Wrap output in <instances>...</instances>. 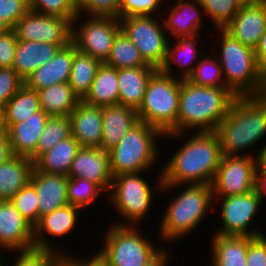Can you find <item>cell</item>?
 I'll return each mask as SVG.
<instances>
[{"instance_id": "6da1fadb", "label": "cell", "mask_w": 266, "mask_h": 266, "mask_svg": "<svg viewBox=\"0 0 266 266\" xmlns=\"http://www.w3.org/2000/svg\"><path fill=\"white\" fill-rule=\"evenodd\" d=\"M192 134L187 137L188 140L185 137L184 144L170 155L157 175L155 186L160 191H170L187 184H212L223 157L218 136L214 131Z\"/></svg>"}, {"instance_id": "7a4b0ae2", "label": "cell", "mask_w": 266, "mask_h": 266, "mask_svg": "<svg viewBox=\"0 0 266 266\" xmlns=\"http://www.w3.org/2000/svg\"><path fill=\"white\" fill-rule=\"evenodd\" d=\"M235 95L227 87H204L181 80L177 133L165 134L166 138L183 139L184 134L213 132L228 113ZM184 132V133H183ZM188 132V133H187ZM179 137V138H178Z\"/></svg>"}, {"instance_id": "3957f363", "label": "cell", "mask_w": 266, "mask_h": 266, "mask_svg": "<svg viewBox=\"0 0 266 266\" xmlns=\"http://www.w3.org/2000/svg\"><path fill=\"white\" fill-rule=\"evenodd\" d=\"M214 132L223 155L253 157L246 148L266 138V94L236 96Z\"/></svg>"}, {"instance_id": "277c9868", "label": "cell", "mask_w": 266, "mask_h": 266, "mask_svg": "<svg viewBox=\"0 0 266 266\" xmlns=\"http://www.w3.org/2000/svg\"><path fill=\"white\" fill-rule=\"evenodd\" d=\"M219 48L215 51L222 67L226 87L235 96H258L266 94V74L260 69L255 50L243 45L224 29H216Z\"/></svg>"}, {"instance_id": "5b68a950", "label": "cell", "mask_w": 266, "mask_h": 266, "mask_svg": "<svg viewBox=\"0 0 266 266\" xmlns=\"http://www.w3.org/2000/svg\"><path fill=\"white\" fill-rule=\"evenodd\" d=\"M182 193L171 199L160 222V238L178 241L181 237L196 231L208 213L215 207L212 186L209 184H187Z\"/></svg>"}, {"instance_id": "8992f818", "label": "cell", "mask_w": 266, "mask_h": 266, "mask_svg": "<svg viewBox=\"0 0 266 266\" xmlns=\"http://www.w3.org/2000/svg\"><path fill=\"white\" fill-rule=\"evenodd\" d=\"M164 136L158 129L138 121L109 153L112 176L145 173L158 162L157 140ZM158 138V139H157Z\"/></svg>"}, {"instance_id": "52a82bcc", "label": "cell", "mask_w": 266, "mask_h": 266, "mask_svg": "<svg viewBox=\"0 0 266 266\" xmlns=\"http://www.w3.org/2000/svg\"><path fill=\"white\" fill-rule=\"evenodd\" d=\"M179 78L158 69L150 78L138 119L158 129L163 135L177 133L180 98Z\"/></svg>"}, {"instance_id": "ba28073f", "label": "cell", "mask_w": 266, "mask_h": 266, "mask_svg": "<svg viewBox=\"0 0 266 266\" xmlns=\"http://www.w3.org/2000/svg\"><path fill=\"white\" fill-rule=\"evenodd\" d=\"M109 227L104 236L105 245L97 251L108 266H145L164 249L143 236L138 226L111 224Z\"/></svg>"}, {"instance_id": "9c48e42d", "label": "cell", "mask_w": 266, "mask_h": 266, "mask_svg": "<svg viewBox=\"0 0 266 266\" xmlns=\"http://www.w3.org/2000/svg\"><path fill=\"white\" fill-rule=\"evenodd\" d=\"M141 172L120 174L113 177L109 195V199L120 214L121 219L125 222H115L116 225L137 224L145 220L148 211H151L153 201L152 185L142 178ZM151 185V186H150ZM128 220V221H127Z\"/></svg>"}, {"instance_id": "30bf717a", "label": "cell", "mask_w": 266, "mask_h": 266, "mask_svg": "<svg viewBox=\"0 0 266 266\" xmlns=\"http://www.w3.org/2000/svg\"><path fill=\"white\" fill-rule=\"evenodd\" d=\"M153 15L128 16L120 18L121 31L140 52L150 66L160 69L167 56L169 38L161 20ZM160 22V23H159Z\"/></svg>"}, {"instance_id": "8fae6325", "label": "cell", "mask_w": 266, "mask_h": 266, "mask_svg": "<svg viewBox=\"0 0 266 266\" xmlns=\"http://www.w3.org/2000/svg\"><path fill=\"white\" fill-rule=\"evenodd\" d=\"M82 17L78 14L72 21V42L78 51L104 63L115 37L121 31L119 18L88 16L85 20V16L84 19Z\"/></svg>"}, {"instance_id": "7c38bea8", "label": "cell", "mask_w": 266, "mask_h": 266, "mask_svg": "<svg viewBox=\"0 0 266 266\" xmlns=\"http://www.w3.org/2000/svg\"><path fill=\"white\" fill-rule=\"evenodd\" d=\"M259 164L260 159L256 155H223L211 184L214 202H218L220 197L243 195L253 191Z\"/></svg>"}, {"instance_id": "4fadbf2b", "label": "cell", "mask_w": 266, "mask_h": 266, "mask_svg": "<svg viewBox=\"0 0 266 266\" xmlns=\"http://www.w3.org/2000/svg\"><path fill=\"white\" fill-rule=\"evenodd\" d=\"M220 200L219 213L222 227L215 231V234L247 237L263 234V231L248 228L257 216L259 207L263 206L260 197L254 190L243 195L221 197Z\"/></svg>"}, {"instance_id": "5bb4252c", "label": "cell", "mask_w": 266, "mask_h": 266, "mask_svg": "<svg viewBox=\"0 0 266 266\" xmlns=\"http://www.w3.org/2000/svg\"><path fill=\"white\" fill-rule=\"evenodd\" d=\"M18 40L67 45L72 41V22L63 17L29 10L12 28Z\"/></svg>"}, {"instance_id": "9a60e30c", "label": "cell", "mask_w": 266, "mask_h": 266, "mask_svg": "<svg viewBox=\"0 0 266 266\" xmlns=\"http://www.w3.org/2000/svg\"><path fill=\"white\" fill-rule=\"evenodd\" d=\"M35 250L34 227L24 219L10 201H0V251Z\"/></svg>"}, {"instance_id": "2e32d148", "label": "cell", "mask_w": 266, "mask_h": 266, "mask_svg": "<svg viewBox=\"0 0 266 266\" xmlns=\"http://www.w3.org/2000/svg\"><path fill=\"white\" fill-rule=\"evenodd\" d=\"M79 207L68 204L61 208L55 209L51 213L45 214L40 217L39 222L34 226V246L37 251H49L58 253L62 256L68 253L60 251L58 248H53L49 236L63 237L69 235L77 225L78 214L81 211ZM78 213V214H77ZM46 235H49L46 237ZM57 250V251H56ZM66 253V254H65Z\"/></svg>"}, {"instance_id": "e0dca14e", "label": "cell", "mask_w": 266, "mask_h": 266, "mask_svg": "<svg viewBox=\"0 0 266 266\" xmlns=\"http://www.w3.org/2000/svg\"><path fill=\"white\" fill-rule=\"evenodd\" d=\"M67 176L70 178H85L109 193L113 180L109 153L101 148L80 147Z\"/></svg>"}, {"instance_id": "ac0fdd59", "label": "cell", "mask_w": 266, "mask_h": 266, "mask_svg": "<svg viewBox=\"0 0 266 266\" xmlns=\"http://www.w3.org/2000/svg\"><path fill=\"white\" fill-rule=\"evenodd\" d=\"M223 29L243 45L255 49L266 30V1L242 4L232 21Z\"/></svg>"}, {"instance_id": "d6986e66", "label": "cell", "mask_w": 266, "mask_h": 266, "mask_svg": "<svg viewBox=\"0 0 266 266\" xmlns=\"http://www.w3.org/2000/svg\"><path fill=\"white\" fill-rule=\"evenodd\" d=\"M191 1V0H190ZM185 1L177 0L172 3V6H168V9H163L166 14L160 16L164 29L168 36L171 38L186 37L198 35L199 31L203 27L202 19L204 9L198 0ZM203 12V14H202Z\"/></svg>"}, {"instance_id": "ffe728a7", "label": "cell", "mask_w": 266, "mask_h": 266, "mask_svg": "<svg viewBox=\"0 0 266 266\" xmlns=\"http://www.w3.org/2000/svg\"><path fill=\"white\" fill-rule=\"evenodd\" d=\"M76 51L77 48L72 41L61 47L51 60L26 78L25 86L31 90L38 91L53 84L68 82Z\"/></svg>"}, {"instance_id": "44dd1931", "label": "cell", "mask_w": 266, "mask_h": 266, "mask_svg": "<svg viewBox=\"0 0 266 266\" xmlns=\"http://www.w3.org/2000/svg\"><path fill=\"white\" fill-rule=\"evenodd\" d=\"M69 177L60 174H48L32 171L30 182L35 187L38 197L39 219L55 209L68 205L67 186Z\"/></svg>"}, {"instance_id": "7402d4cb", "label": "cell", "mask_w": 266, "mask_h": 266, "mask_svg": "<svg viewBox=\"0 0 266 266\" xmlns=\"http://www.w3.org/2000/svg\"><path fill=\"white\" fill-rule=\"evenodd\" d=\"M71 135L80 147L100 148L102 140V107L81 100L69 115Z\"/></svg>"}, {"instance_id": "603a6c76", "label": "cell", "mask_w": 266, "mask_h": 266, "mask_svg": "<svg viewBox=\"0 0 266 266\" xmlns=\"http://www.w3.org/2000/svg\"><path fill=\"white\" fill-rule=\"evenodd\" d=\"M48 118L41 109L6 131L13 155L30 158L33 162L36 160V147Z\"/></svg>"}, {"instance_id": "cb8c5ba5", "label": "cell", "mask_w": 266, "mask_h": 266, "mask_svg": "<svg viewBox=\"0 0 266 266\" xmlns=\"http://www.w3.org/2000/svg\"><path fill=\"white\" fill-rule=\"evenodd\" d=\"M137 111L131 107L114 104L102 107V140L100 148H114L137 122Z\"/></svg>"}, {"instance_id": "d4e9b609", "label": "cell", "mask_w": 266, "mask_h": 266, "mask_svg": "<svg viewBox=\"0 0 266 266\" xmlns=\"http://www.w3.org/2000/svg\"><path fill=\"white\" fill-rule=\"evenodd\" d=\"M153 66L118 69L119 104L140 108L151 76L157 71Z\"/></svg>"}, {"instance_id": "484cf974", "label": "cell", "mask_w": 266, "mask_h": 266, "mask_svg": "<svg viewBox=\"0 0 266 266\" xmlns=\"http://www.w3.org/2000/svg\"><path fill=\"white\" fill-rule=\"evenodd\" d=\"M197 38V35L178 37L175 38L177 41L174 42V45L168 42L167 56L160 70L163 73L172 75L175 78H177L176 75H178L180 80H188L194 72L199 59H201L200 56H203V53L198 54L197 52ZM174 63L177 67L179 65L180 68H182L181 73L178 72V74L175 75V71H173L175 70L173 67Z\"/></svg>"}, {"instance_id": "4316f807", "label": "cell", "mask_w": 266, "mask_h": 266, "mask_svg": "<svg viewBox=\"0 0 266 266\" xmlns=\"http://www.w3.org/2000/svg\"><path fill=\"white\" fill-rule=\"evenodd\" d=\"M64 46L66 45L18 40L12 68L23 80H26L32 72L51 60Z\"/></svg>"}, {"instance_id": "83f0119b", "label": "cell", "mask_w": 266, "mask_h": 266, "mask_svg": "<svg viewBox=\"0 0 266 266\" xmlns=\"http://www.w3.org/2000/svg\"><path fill=\"white\" fill-rule=\"evenodd\" d=\"M34 162L27 157L13 156L0 165V201H10L30 182Z\"/></svg>"}, {"instance_id": "f1b7e54d", "label": "cell", "mask_w": 266, "mask_h": 266, "mask_svg": "<svg viewBox=\"0 0 266 266\" xmlns=\"http://www.w3.org/2000/svg\"><path fill=\"white\" fill-rule=\"evenodd\" d=\"M80 148L77 140L71 135L54 147L41 154L34 161L37 171L48 174L68 175L73 159Z\"/></svg>"}, {"instance_id": "f546056e", "label": "cell", "mask_w": 266, "mask_h": 266, "mask_svg": "<svg viewBox=\"0 0 266 266\" xmlns=\"http://www.w3.org/2000/svg\"><path fill=\"white\" fill-rule=\"evenodd\" d=\"M210 266H247V236H223L214 234L211 240Z\"/></svg>"}, {"instance_id": "4dcf8cb0", "label": "cell", "mask_w": 266, "mask_h": 266, "mask_svg": "<svg viewBox=\"0 0 266 266\" xmlns=\"http://www.w3.org/2000/svg\"><path fill=\"white\" fill-rule=\"evenodd\" d=\"M83 101L98 107L119 104L118 69L102 63Z\"/></svg>"}, {"instance_id": "1f68e13d", "label": "cell", "mask_w": 266, "mask_h": 266, "mask_svg": "<svg viewBox=\"0 0 266 266\" xmlns=\"http://www.w3.org/2000/svg\"><path fill=\"white\" fill-rule=\"evenodd\" d=\"M37 93L41 109L48 116H69L81 101L68 82L53 84Z\"/></svg>"}, {"instance_id": "d6a6232c", "label": "cell", "mask_w": 266, "mask_h": 266, "mask_svg": "<svg viewBox=\"0 0 266 266\" xmlns=\"http://www.w3.org/2000/svg\"><path fill=\"white\" fill-rule=\"evenodd\" d=\"M41 110L37 91L25 85L3 107V126L7 131L12 125L25 121Z\"/></svg>"}, {"instance_id": "836d02e7", "label": "cell", "mask_w": 266, "mask_h": 266, "mask_svg": "<svg viewBox=\"0 0 266 266\" xmlns=\"http://www.w3.org/2000/svg\"><path fill=\"white\" fill-rule=\"evenodd\" d=\"M101 64L98 59L78 50L74 53L68 84L80 100L89 93Z\"/></svg>"}, {"instance_id": "e575fe53", "label": "cell", "mask_w": 266, "mask_h": 266, "mask_svg": "<svg viewBox=\"0 0 266 266\" xmlns=\"http://www.w3.org/2000/svg\"><path fill=\"white\" fill-rule=\"evenodd\" d=\"M104 64L116 69L150 66L122 31L115 37L110 54Z\"/></svg>"}, {"instance_id": "d590c367", "label": "cell", "mask_w": 266, "mask_h": 266, "mask_svg": "<svg viewBox=\"0 0 266 266\" xmlns=\"http://www.w3.org/2000/svg\"><path fill=\"white\" fill-rule=\"evenodd\" d=\"M70 136L71 120L69 116H49L36 147V159Z\"/></svg>"}, {"instance_id": "8d00e7d4", "label": "cell", "mask_w": 266, "mask_h": 266, "mask_svg": "<svg viewBox=\"0 0 266 266\" xmlns=\"http://www.w3.org/2000/svg\"><path fill=\"white\" fill-rule=\"evenodd\" d=\"M211 56H201L188 81L197 86L226 87L221 64L218 58Z\"/></svg>"}, {"instance_id": "74e56055", "label": "cell", "mask_w": 266, "mask_h": 266, "mask_svg": "<svg viewBox=\"0 0 266 266\" xmlns=\"http://www.w3.org/2000/svg\"><path fill=\"white\" fill-rule=\"evenodd\" d=\"M105 192L99 185L85 178H70L67 186L68 203L84 209Z\"/></svg>"}, {"instance_id": "f35d334b", "label": "cell", "mask_w": 266, "mask_h": 266, "mask_svg": "<svg viewBox=\"0 0 266 266\" xmlns=\"http://www.w3.org/2000/svg\"><path fill=\"white\" fill-rule=\"evenodd\" d=\"M214 29L225 28L243 4L240 0H198Z\"/></svg>"}, {"instance_id": "ab89813d", "label": "cell", "mask_w": 266, "mask_h": 266, "mask_svg": "<svg viewBox=\"0 0 266 266\" xmlns=\"http://www.w3.org/2000/svg\"><path fill=\"white\" fill-rule=\"evenodd\" d=\"M38 197L35 187L31 182L21 188L10 200L13 206L20 212L33 227L39 222Z\"/></svg>"}, {"instance_id": "60d3db41", "label": "cell", "mask_w": 266, "mask_h": 266, "mask_svg": "<svg viewBox=\"0 0 266 266\" xmlns=\"http://www.w3.org/2000/svg\"><path fill=\"white\" fill-rule=\"evenodd\" d=\"M30 10L69 19L78 15L77 0H28Z\"/></svg>"}, {"instance_id": "b9f144b4", "label": "cell", "mask_w": 266, "mask_h": 266, "mask_svg": "<svg viewBox=\"0 0 266 266\" xmlns=\"http://www.w3.org/2000/svg\"><path fill=\"white\" fill-rule=\"evenodd\" d=\"M121 0H77L78 14L117 17Z\"/></svg>"}, {"instance_id": "7bdbcfd3", "label": "cell", "mask_w": 266, "mask_h": 266, "mask_svg": "<svg viewBox=\"0 0 266 266\" xmlns=\"http://www.w3.org/2000/svg\"><path fill=\"white\" fill-rule=\"evenodd\" d=\"M164 2L165 0H121L118 18L120 19L123 17L139 15H154V13L155 15L160 16L163 11L159 10L162 9Z\"/></svg>"}, {"instance_id": "ee69618b", "label": "cell", "mask_w": 266, "mask_h": 266, "mask_svg": "<svg viewBox=\"0 0 266 266\" xmlns=\"http://www.w3.org/2000/svg\"><path fill=\"white\" fill-rule=\"evenodd\" d=\"M24 85L25 80L12 67H0V107L3 108Z\"/></svg>"}, {"instance_id": "f6af8a7d", "label": "cell", "mask_w": 266, "mask_h": 266, "mask_svg": "<svg viewBox=\"0 0 266 266\" xmlns=\"http://www.w3.org/2000/svg\"><path fill=\"white\" fill-rule=\"evenodd\" d=\"M17 254L18 258L11 266H58L63 258L62 255L49 251L32 250Z\"/></svg>"}, {"instance_id": "bcb514c9", "label": "cell", "mask_w": 266, "mask_h": 266, "mask_svg": "<svg viewBox=\"0 0 266 266\" xmlns=\"http://www.w3.org/2000/svg\"><path fill=\"white\" fill-rule=\"evenodd\" d=\"M29 10L28 0H0V18L10 29Z\"/></svg>"}, {"instance_id": "7dc6e473", "label": "cell", "mask_w": 266, "mask_h": 266, "mask_svg": "<svg viewBox=\"0 0 266 266\" xmlns=\"http://www.w3.org/2000/svg\"><path fill=\"white\" fill-rule=\"evenodd\" d=\"M247 266H266V236L248 237Z\"/></svg>"}, {"instance_id": "c3c4849f", "label": "cell", "mask_w": 266, "mask_h": 266, "mask_svg": "<svg viewBox=\"0 0 266 266\" xmlns=\"http://www.w3.org/2000/svg\"><path fill=\"white\" fill-rule=\"evenodd\" d=\"M18 39L13 29L0 34V67H12Z\"/></svg>"}, {"instance_id": "681fc988", "label": "cell", "mask_w": 266, "mask_h": 266, "mask_svg": "<svg viewBox=\"0 0 266 266\" xmlns=\"http://www.w3.org/2000/svg\"><path fill=\"white\" fill-rule=\"evenodd\" d=\"M73 254H67L63 256L62 263L65 266H108V264L99 256L98 253L94 254L91 257L84 259L80 256H72ZM76 256V257H75Z\"/></svg>"}, {"instance_id": "f907efd6", "label": "cell", "mask_w": 266, "mask_h": 266, "mask_svg": "<svg viewBox=\"0 0 266 266\" xmlns=\"http://www.w3.org/2000/svg\"><path fill=\"white\" fill-rule=\"evenodd\" d=\"M254 191L258 194L261 202L266 197V167L261 163L258 165L255 173Z\"/></svg>"}, {"instance_id": "816d5d0a", "label": "cell", "mask_w": 266, "mask_h": 266, "mask_svg": "<svg viewBox=\"0 0 266 266\" xmlns=\"http://www.w3.org/2000/svg\"><path fill=\"white\" fill-rule=\"evenodd\" d=\"M254 50L259 67L266 74V30L262 34L259 44Z\"/></svg>"}, {"instance_id": "f5cc1de1", "label": "cell", "mask_w": 266, "mask_h": 266, "mask_svg": "<svg viewBox=\"0 0 266 266\" xmlns=\"http://www.w3.org/2000/svg\"><path fill=\"white\" fill-rule=\"evenodd\" d=\"M13 156L11 144L5 131L4 133L0 134V165L8 161Z\"/></svg>"}, {"instance_id": "db71d44e", "label": "cell", "mask_w": 266, "mask_h": 266, "mask_svg": "<svg viewBox=\"0 0 266 266\" xmlns=\"http://www.w3.org/2000/svg\"><path fill=\"white\" fill-rule=\"evenodd\" d=\"M168 251L169 249L167 250L164 248L151 262L145 266H167L168 261L170 260L169 257L171 256Z\"/></svg>"}, {"instance_id": "11a10c76", "label": "cell", "mask_w": 266, "mask_h": 266, "mask_svg": "<svg viewBox=\"0 0 266 266\" xmlns=\"http://www.w3.org/2000/svg\"><path fill=\"white\" fill-rule=\"evenodd\" d=\"M263 147L258 151L257 158L260 159V163L266 167V143L262 145Z\"/></svg>"}, {"instance_id": "9f6ffc18", "label": "cell", "mask_w": 266, "mask_h": 266, "mask_svg": "<svg viewBox=\"0 0 266 266\" xmlns=\"http://www.w3.org/2000/svg\"><path fill=\"white\" fill-rule=\"evenodd\" d=\"M10 28L6 25V23L0 18V34L7 32Z\"/></svg>"}, {"instance_id": "6f0895ef", "label": "cell", "mask_w": 266, "mask_h": 266, "mask_svg": "<svg viewBox=\"0 0 266 266\" xmlns=\"http://www.w3.org/2000/svg\"><path fill=\"white\" fill-rule=\"evenodd\" d=\"M4 132H5V129L3 126V108L0 107V134Z\"/></svg>"}, {"instance_id": "680465c9", "label": "cell", "mask_w": 266, "mask_h": 266, "mask_svg": "<svg viewBox=\"0 0 266 266\" xmlns=\"http://www.w3.org/2000/svg\"><path fill=\"white\" fill-rule=\"evenodd\" d=\"M243 4H249V3H261L266 0H240Z\"/></svg>"}, {"instance_id": "91938a15", "label": "cell", "mask_w": 266, "mask_h": 266, "mask_svg": "<svg viewBox=\"0 0 266 266\" xmlns=\"http://www.w3.org/2000/svg\"><path fill=\"white\" fill-rule=\"evenodd\" d=\"M0 266H3V265H2V260H1V257H0Z\"/></svg>"}, {"instance_id": "94428289", "label": "cell", "mask_w": 266, "mask_h": 266, "mask_svg": "<svg viewBox=\"0 0 266 266\" xmlns=\"http://www.w3.org/2000/svg\"><path fill=\"white\" fill-rule=\"evenodd\" d=\"M58 266H65L62 262Z\"/></svg>"}]
</instances>
